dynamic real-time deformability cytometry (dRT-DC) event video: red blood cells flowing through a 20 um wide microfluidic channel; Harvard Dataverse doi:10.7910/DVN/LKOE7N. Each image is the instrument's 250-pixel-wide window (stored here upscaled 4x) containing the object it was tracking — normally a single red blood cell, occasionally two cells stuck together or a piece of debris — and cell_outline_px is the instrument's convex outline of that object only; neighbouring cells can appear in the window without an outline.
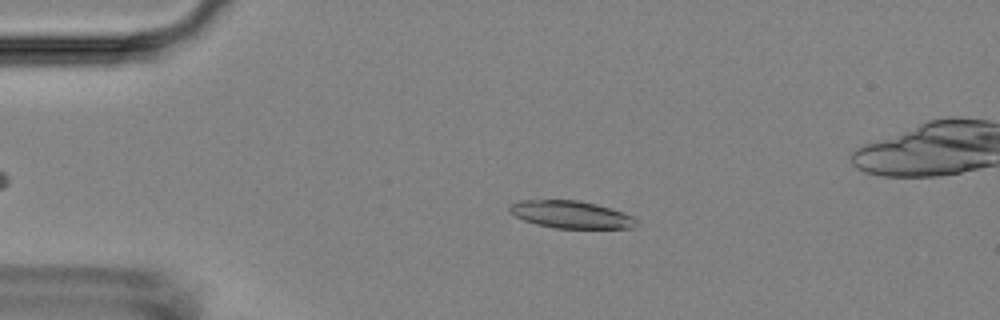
{"species": "Egyptian fruit bat (a non-hibernating species)", "species_latin": "Rousettus aegyptiacus", "temperature_condition": "room temperature", "stored_images_in_passage": 49, "camera_frame_rate_fps": 3000, "um_per_image_px": 0.085, "animal": {"sex": "female"}, "frame": {"image": 1, "passage_image": 11, "time_ms": 3.333, "image_size_px": [1000, 320], "cell_outline_px": [[636, 224], [632, 228], [556, 228], [536, 224], [524, 220], [508, 212], [508, 208], [512, 204], [520, 200], [580, 200], [596, 204], [632, 216], [636, 220]], "centroid_in_image_um": [48.48, 18.23], "position_along_channel_um": 36.5, "area_um2": 20.0}}
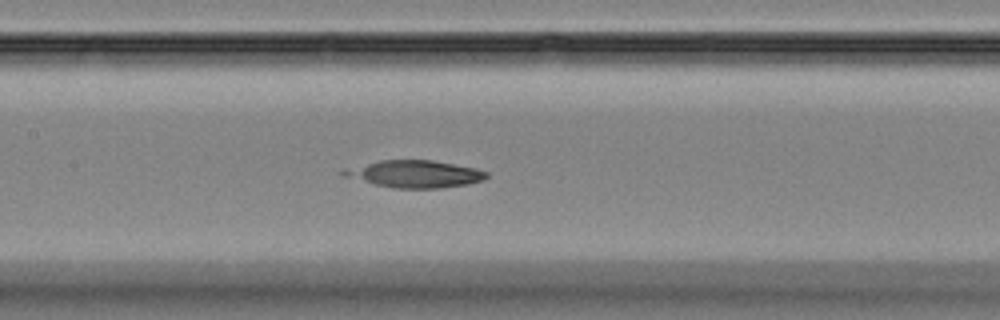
{"frame": {"image": 2, "passage_image": 25, "time_ms": 8.0, "image_size_px": [1000, 320], "cell_outline_px": [[488, 176], [484, 180], [468, 184], [440, 188], [392, 188], [340, 176], [340, 168], [380, 160], [432, 160], [476, 168], [488, 172]], "centroid_in_image_um": [35.17, 14.78], "position_along_channel_um": 172.2, "area_um2": 23.0}}
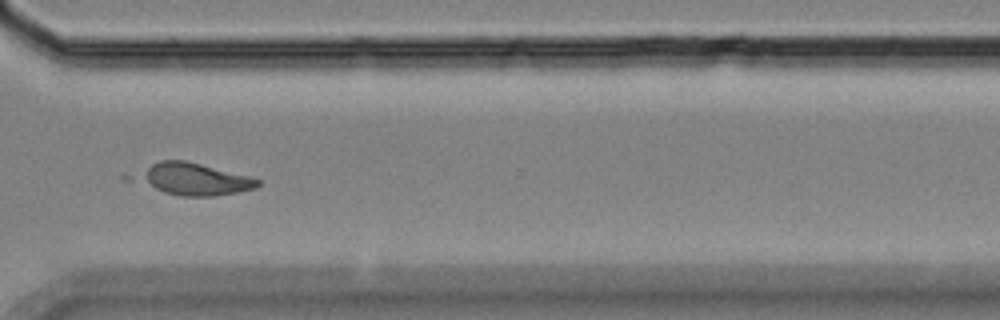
{"frame": {"image": 3, "passage_image": 40, "time_ms": 13.0, "image_size_px": [1000, 320], "cell_outline_px": [[260, 184], [256, 188], [240, 192], [216, 196], [180, 196], [164, 192], [156, 188], [144, 180], [140, 176], [152, 164], [160, 160], [184, 160], [248, 176], [260, 180]], "centroid_in_image_um": [16.65, 15.24], "position_along_channel_um": 353.9, "area_um2": 21.5}, "authors_computed_cell_mechanics": {"area_um2": 21.2126, "velocity_mm_per_s": 3.6606, "shape_relaxation_time_tau1_ms": null, "shape_relaxation_time_tau2_ms": 0.8552, "deformation_change_tau1": null, "deformation_change_tau2": 0.0514}}